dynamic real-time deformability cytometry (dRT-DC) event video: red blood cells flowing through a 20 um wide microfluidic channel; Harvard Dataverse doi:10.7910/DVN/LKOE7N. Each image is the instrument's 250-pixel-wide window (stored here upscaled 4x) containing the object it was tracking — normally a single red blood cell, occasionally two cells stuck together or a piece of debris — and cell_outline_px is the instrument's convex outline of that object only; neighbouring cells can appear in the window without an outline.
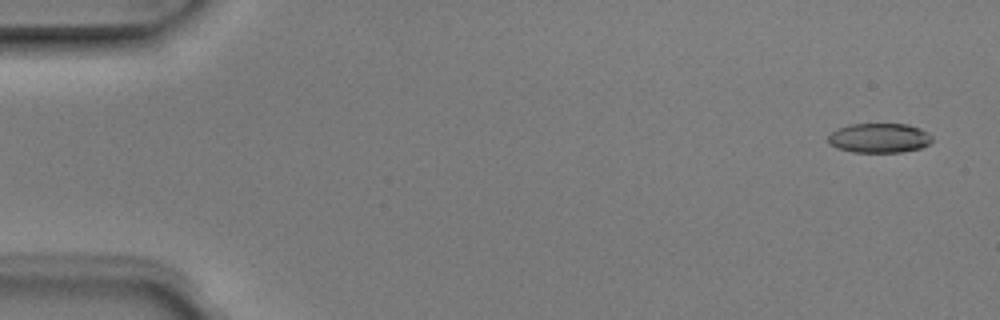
{"species": "Egyptian fruit bat (a non-hibernating species)", "species_latin": "Rousettus aegyptiacus", "temperature_condition": "room temperature", "stored_images_in_passage": 2, "camera_frame_rate_fps": 3000, "um_per_image_px": 0.085, "animal": {"sex": "male"}, "frame": {"image": 1, "passage_image": 1, "time_ms": 0.0, "image_size_px": [1000, 320], "cell_outline_px": [[932, 140], [928, 144], [920, 148], [900, 152], [852, 152], [836, 148], [828, 144], [828, 136], [836, 128], [848, 124], [908, 124], [920, 128], [928, 132], [932, 136]], "centroid_in_image_um": [74.7, 11.72], "position_along_channel_um": 10.3, "area_um2": 18.09}}